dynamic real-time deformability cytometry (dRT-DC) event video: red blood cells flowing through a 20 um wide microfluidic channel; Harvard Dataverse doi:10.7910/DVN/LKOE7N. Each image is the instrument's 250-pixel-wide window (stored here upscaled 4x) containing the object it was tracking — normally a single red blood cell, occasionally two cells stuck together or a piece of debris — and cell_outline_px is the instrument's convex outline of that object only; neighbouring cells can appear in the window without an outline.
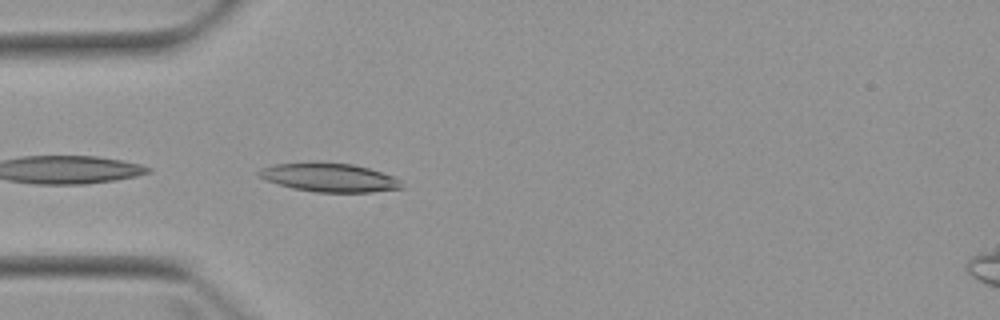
{"species": "Egyptian fruit bat (a non-hibernating species)", "species_latin": "Rousettus aegyptiacus", "temperature_condition": "warm", "stored_images_in_passage": 4, "camera_frame_rate_fps": 3000, "um_per_image_px": 0.085, "animal": {"sex": "female"}, "frame": {"image": 1, "passage_image": 4, "time_ms": 3.667, "image_size_px": [1000, 320], "cell_outline_px": [[404, 188], [372, 192], [316, 192], [292, 188], [268, 180], [260, 176], [256, 172], [260, 168], [276, 164], [312, 160], [316, 160], [352, 164], [368, 168], [392, 176], [400, 180]], "centroid_in_image_um": [27.97, 15.06], "position_along_channel_um": 57.0, "area_um2": 24.16}}